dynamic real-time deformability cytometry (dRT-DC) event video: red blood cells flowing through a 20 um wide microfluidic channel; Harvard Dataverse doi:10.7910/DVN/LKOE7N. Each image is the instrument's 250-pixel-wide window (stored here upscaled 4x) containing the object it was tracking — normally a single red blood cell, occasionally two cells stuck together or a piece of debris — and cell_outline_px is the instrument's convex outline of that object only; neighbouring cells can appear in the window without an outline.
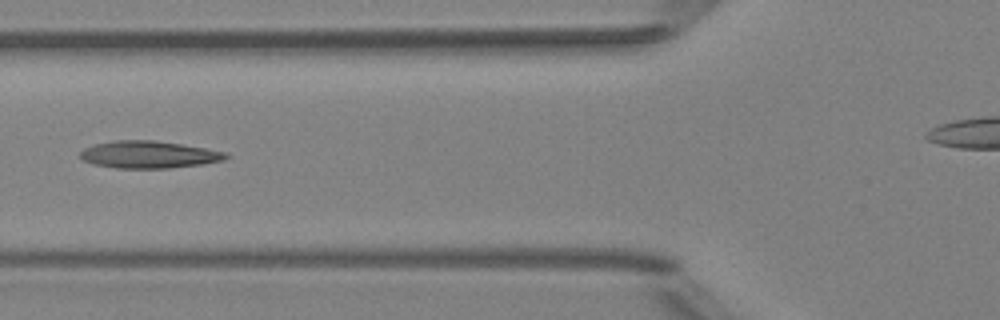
{"species": "Egyptian fruit bat (a non-hibernating species)", "species_latin": "Rousettus aegyptiacus", "temperature_condition": "room temperature", "stored_images_in_passage": 9, "camera_frame_rate_fps": 3000, "um_per_image_px": 0.085, "animal": {"sex": "female"}, "frame": {"image": 1, "passage_image": 6, "time_ms": 1.667, "image_size_px": [1000, 320], "cell_outline_px": [[232, 156], [224, 160], [200, 164], [168, 168], [116, 168], [92, 164], [84, 160], [80, 156], [80, 152], [84, 148], [96, 144], [112, 140], [156, 140], [228, 152]], "centroid_in_image_um": [12.66, 13.13], "position_along_channel_um": 113.1, "area_um2": 23.12}}
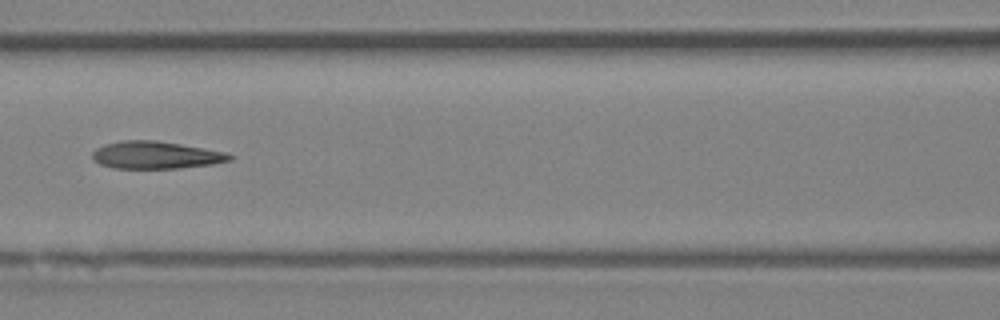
{"frame": {"image": 2, "passage_image": 7, "time_ms": 2.0, "image_size_px": [1000, 320], "cell_outline_px": [[232, 160], [212, 164], [180, 168], [112, 168], [100, 164], [92, 160], [92, 152], [96, 148], [104, 144], [120, 140], [156, 140], [180, 144], [224, 152], [232, 156]], "centroid_in_image_um": [13.18, 13.18], "position_along_channel_um": 153.4, "area_um2": 21.91}}
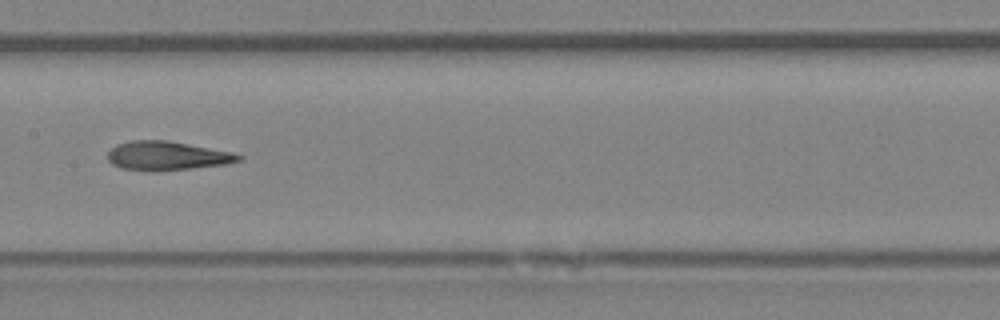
{"frame": {"image": 3, "passage_image": 8, "time_ms": 2.333, "image_size_px": [1000, 320], "cell_outline_px": [[244, 156], [240, 160], [228, 164], [156, 172], [120, 168], [112, 164], [108, 160], [108, 152], [116, 144], [132, 140], [168, 140], [232, 152]], "centroid_in_image_um": [14.19, 13.25], "position_along_channel_um": 193.2, "area_um2": 22.25}}